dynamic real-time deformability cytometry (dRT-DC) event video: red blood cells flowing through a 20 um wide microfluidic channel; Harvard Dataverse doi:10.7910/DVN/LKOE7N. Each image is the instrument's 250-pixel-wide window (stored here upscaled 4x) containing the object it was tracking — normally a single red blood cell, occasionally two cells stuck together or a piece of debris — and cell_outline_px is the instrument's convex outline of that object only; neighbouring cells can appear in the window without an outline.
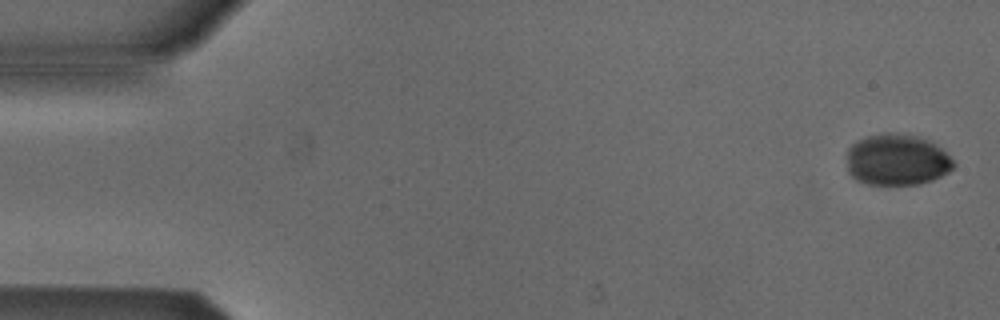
{"species": "Egyptian fruit bat (a non-hibernating species)", "species_latin": "Rousettus aegyptiacus", "temperature_condition": "cold", "stored_images_in_passage": 7, "camera_frame_rate_fps": 3000, "um_per_image_px": 0.085, "animal": {"sex": "male"}, "frame": {"image": 1, "passage_image": 1, "time_ms": 0.0, "image_size_px": [1000, 320], "cell_outline_px": [[956, 164], [948, 172], [932, 180], [920, 184], [868, 184], [856, 180], [848, 172], [848, 148], [856, 140], [868, 136], [888, 132], [920, 136], [936, 144]], "centroid_in_image_um": [76.23, 13.58], "position_along_channel_um": 8.8, "area_um2": 31.85}}
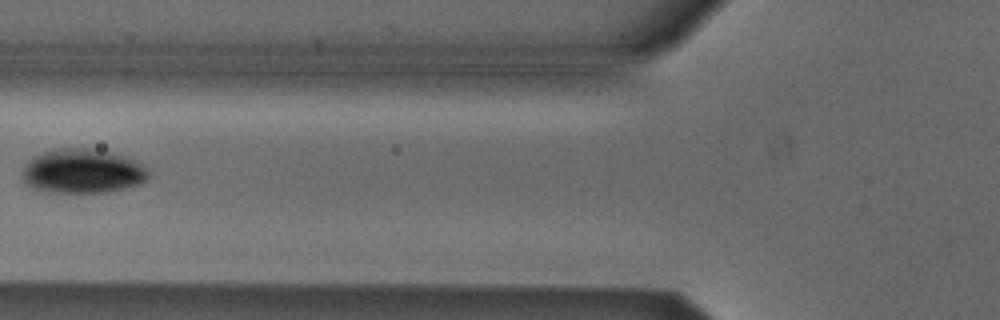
{"frame": {"image": 2, "passage_image": 6, "time_ms": 6.333, "image_size_px": [1000, 320], "cell_outline_px": [[148, 176], [140, 184], [128, 188], [108, 192], [40, 192], [32, 188], [24, 180], [20, 172], [24, 164], [32, 156], [56, 148], [88, 148], [112, 152], [124, 156], [144, 164], [148, 172]], "centroid_in_image_um": [6.98, 14.55], "position_along_channel_um": 118.8, "area_um2": 33.0}}
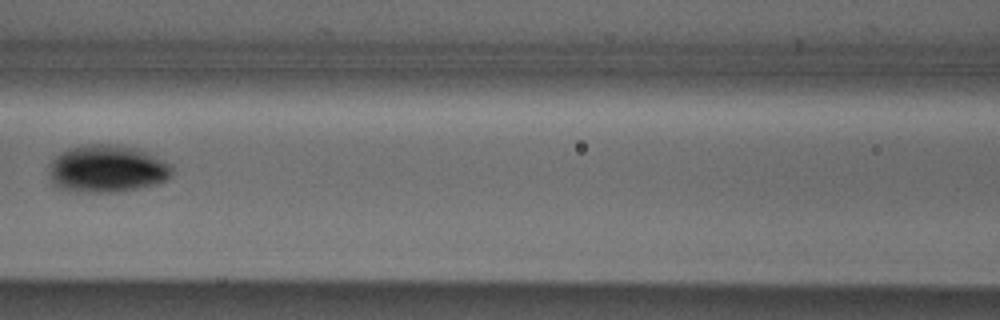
{"frame": {"image": 3, "passage_image": 7, "time_ms": 7.333, "image_size_px": [1000, 320], "cell_outline_px": [[172, 172], [168, 180], [160, 184], [140, 188], [116, 192], [76, 192], [56, 188], [52, 184], [48, 172], [48, 164], [60, 152], [84, 144], [116, 144], [136, 148], [172, 164]], "centroid_in_image_um": [9.07, 14.36], "position_along_channel_um": 157.5, "area_um2": 34.56}}